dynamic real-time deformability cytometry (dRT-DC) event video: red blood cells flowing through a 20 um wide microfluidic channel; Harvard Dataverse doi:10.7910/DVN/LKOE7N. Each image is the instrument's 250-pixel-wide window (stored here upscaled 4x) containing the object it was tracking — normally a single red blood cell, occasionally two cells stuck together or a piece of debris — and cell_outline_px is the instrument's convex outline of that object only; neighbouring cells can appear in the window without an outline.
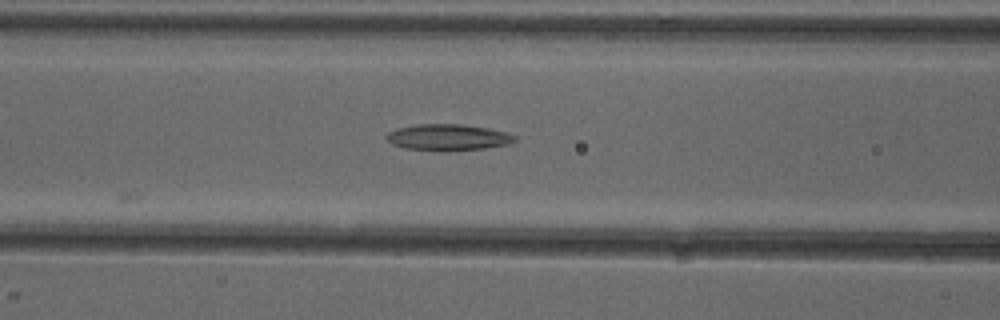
{"species": "common noctule bat (a hibernating species)", "species_latin": "Nyctalus noctula", "temperature_condition": "cold", "stored_images_in_passage": 6, "camera_frame_rate_fps": 3000, "um_per_image_px": 0.085, "animal": {"sex": "female"}, "frame": {"image": 1, "passage_image": 6, "time_ms": 7.0, "image_size_px": [1000, 320], "cell_outline_px": [[516, 140], [508, 144], [484, 148], [408, 148], [392, 144], [384, 136], [388, 132], [396, 128], [416, 124], [460, 124], [488, 128], [508, 132], [516, 136]], "centroid_in_image_um": [38.09, 11.61], "position_along_channel_um": 128.5, "area_um2": 18.73}}